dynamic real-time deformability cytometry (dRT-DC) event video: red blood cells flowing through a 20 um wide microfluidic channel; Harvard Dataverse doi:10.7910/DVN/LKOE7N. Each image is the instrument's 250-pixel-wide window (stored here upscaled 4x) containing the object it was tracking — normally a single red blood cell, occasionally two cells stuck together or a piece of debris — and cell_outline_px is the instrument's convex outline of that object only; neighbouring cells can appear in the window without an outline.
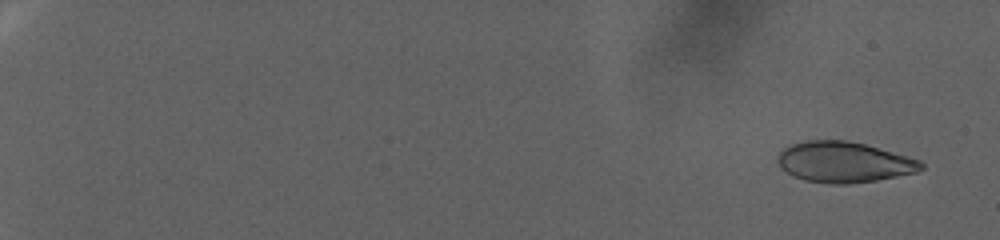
{"species": "human", "species_latin": "Homo sapiens", "temperature_condition": "warm", "stored_images_in_passage": 103, "camera_frame_rate_fps": 3000, "um_per_image_px": 0.085, "donor": {"sex": "female"}, "frame": {"image": 1, "passage_image": 6, "time_ms": 1.667, "image_size_px": [1000, 240], "cell_outline_px": [[924, 168], [916, 172], [876, 180], [848, 184], [832, 184], [804, 180], [792, 176], [780, 168], [776, 160], [780, 152], [784, 148], [792, 144], [808, 140], [848, 140], [864, 144], [908, 156], [920, 160], [924, 164]], "centroid_in_image_um": [71.71, 13.78], "position_along_channel_um": 13.3, "area_um2": 34.04}}
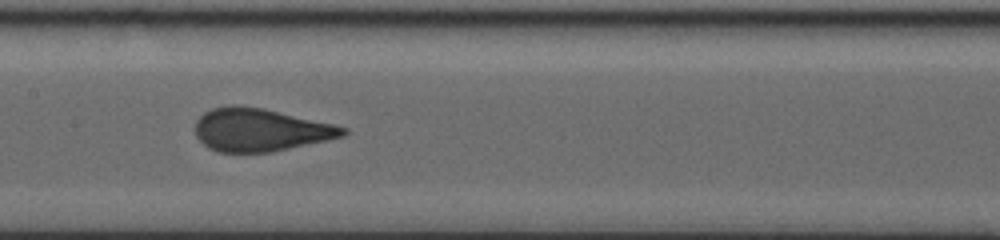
{"frame": {"image": 2, "passage_image": 61, "time_ms": 20.0, "image_size_px": [1000, 240], "cell_outline_px": [[348, 132], [344, 136], [328, 140], [272, 152], [216, 152], [208, 148], [196, 136], [196, 120], [204, 112], [212, 108], [232, 104], [236, 104], [264, 108], [336, 124], [348, 128]], "centroid_in_image_um": [22.14, 11.03], "position_along_channel_um": 185.3, "area_um2": 37.28}}
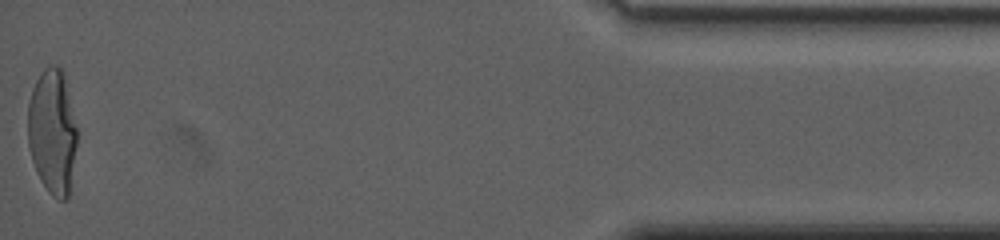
{"frame": {"image": 3, "passage_image": 103, "time_ms": 34.0, "image_size_px": [1000, 240], "cell_outline_px": [[76, 144], [68, 196], [64, 200], [56, 200], [48, 192], [36, 172], [32, 160], [28, 144], [28, 104], [32, 88], [36, 80], [44, 68], [52, 64], [56, 64], [64, 72], [76, 128]], "centroid_in_image_um": [4.43, 11.17], "position_along_channel_um": 430.8, "area_um2": 35.66}}